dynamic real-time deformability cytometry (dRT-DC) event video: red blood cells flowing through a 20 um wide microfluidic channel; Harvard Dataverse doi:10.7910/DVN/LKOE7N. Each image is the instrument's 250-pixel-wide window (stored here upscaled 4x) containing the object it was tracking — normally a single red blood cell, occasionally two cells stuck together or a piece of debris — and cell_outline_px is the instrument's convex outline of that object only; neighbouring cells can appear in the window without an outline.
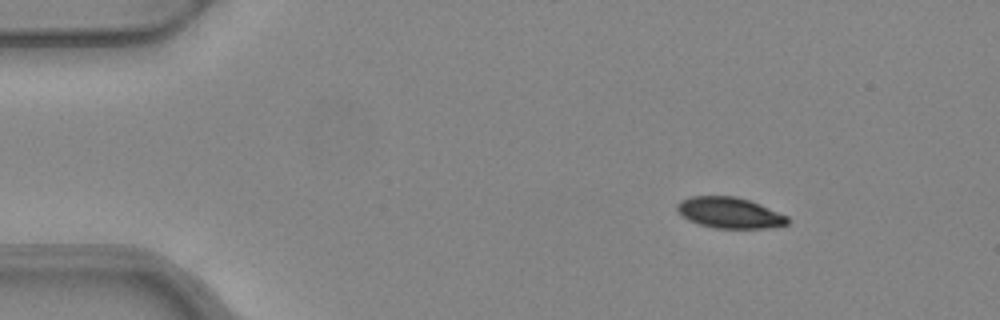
{"species": "common noctule bat (a hibernating species)", "species_latin": "Nyctalus noctula", "temperature_condition": "warm", "stored_images_in_passage": 3, "camera_frame_rate_fps": 3000, "um_per_image_px": 0.085, "animal": {"sex": "female", "body_mass_g": 24.6, "forearm_length_mm": 56.2}, "frame": {"image": 1, "passage_image": 1, "time_ms": 0.0, "image_size_px": [1000, 320], "cell_outline_px": [[788, 224], [772, 228], [712, 228], [688, 220], [680, 216], [676, 208], [676, 204], [680, 200], [692, 196], [736, 196], [760, 204], [788, 216]], "centroid_in_image_um": [61.99, 18.09], "position_along_channel_um": 23.0, "area_um2": 20.06}}
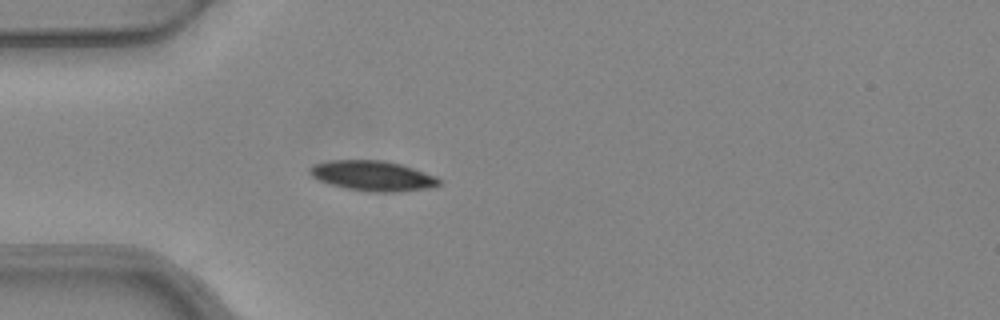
{"frame": {"image": 2, "passage_image": 3, "time_ms": 0.667, "image_size_px": [1000, 320], "cell_outline_px": [[440, 184], [428, 188], [396, 192], [368, 192], [348, 188], [332, 184], [320, 180], [312, 176], [308, 172], [308, 168], [312, 164], [332, 160], [384, 160], [400, 164], [436, 176], [440, 180]], "centroid_in_image_um": [31.66, 14.94], "position_along_channel_um": 53.3, "area_um2": 22.54}}